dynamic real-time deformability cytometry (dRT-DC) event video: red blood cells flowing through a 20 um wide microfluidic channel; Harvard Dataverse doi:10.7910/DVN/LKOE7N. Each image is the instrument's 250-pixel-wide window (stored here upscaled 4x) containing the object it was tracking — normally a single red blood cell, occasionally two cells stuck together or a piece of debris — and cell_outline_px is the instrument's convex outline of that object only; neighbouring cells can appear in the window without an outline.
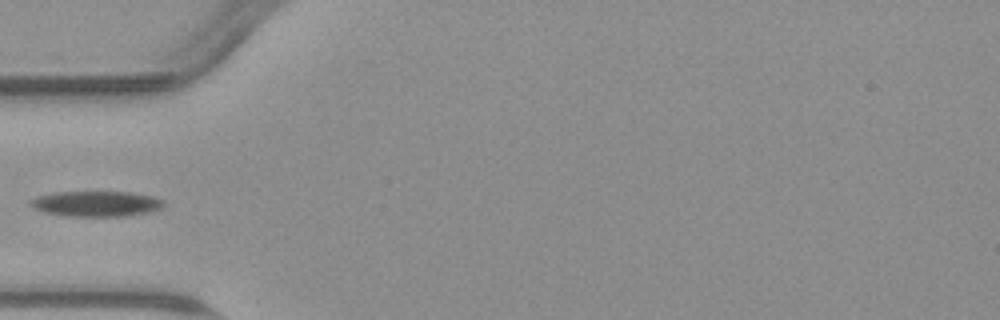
{"species": "common noctule bat (a hibernating species)", "species_latin": "Nyctalus noctula", "temperature_condition": "warm", "stored_images_in_passage": 36, "camera_frame_rate_fps": 3000, "um_per_image_px": 0.085, "animal": {"sex": "male", "body_mass_g": 23.1, "forearm_length_mm": 52.7}, "frame": {"image": 1, "passage_image": 1, "time_ms": 0.0, "image_size_px": [1000, 320], "cell_outline_px": [[164, 204], [160, 208], [148, 212], [124, 216], [68, 216], [44, 212], [32, 208], [28, 204], [28, 200], [40, 196], [56, 192], [128, 192], [152, 196], [164, 200]], "centroid_in_image_um": [8.14, 17.32], "position_along_channel_um": 76.9, "area_um2": 19.65}}
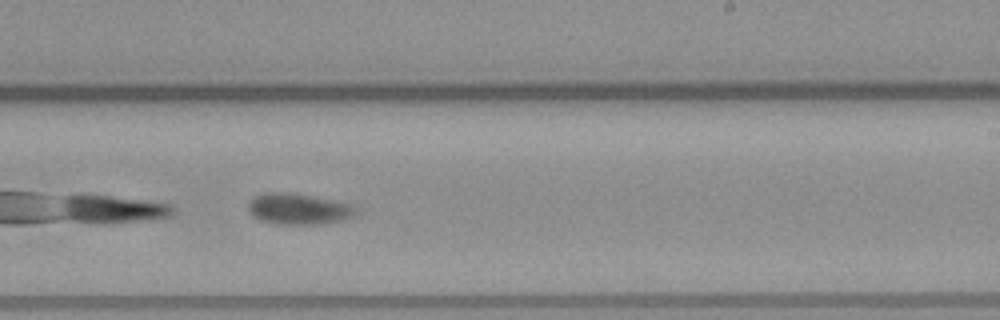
{"frame": {"image": 2, "passage_image": 16, "time_ms": 5.0, "image_size_px": [1000, 320], "cell_outline_px": [[356, 212], [352, 216], [340, 220], [316, 224], [276, 224], [260, 220], [248, 208], [248, 200], [252, 196], [264, 192], [292, 192], [352, 204], [356, 208]], "centroid_in_image_um": [25.32, 17.73], "position_along_channel_um": 263.7, "area_um2": 19.36}}